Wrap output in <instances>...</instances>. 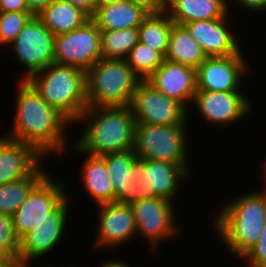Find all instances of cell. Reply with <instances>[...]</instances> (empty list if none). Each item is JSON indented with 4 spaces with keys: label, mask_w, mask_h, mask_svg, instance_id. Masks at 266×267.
I'll return each mask as SVG.
<instances>
[{
    "label": "cell",
    "mask_w": 266,
    "mask_h": 267,
    "mask_svg": "<svg viewBox=\"0 0 266 267\" xmlns=\"http://www.w3.org/2000/svg\"><path fill=\"white\" fill-rule=\"evenodd\" d=\"M37 17L54 36L71 32L90 19L66 0H53Z\"/></svg>",
    "instance_id": "cell-24"
},
{
    "label": "cell",
    "mask_w": 266,
    "mask_h": 267,
    "mask_svg": "<svg viewBox=\"0 0 266 267\" xmlns=\"http://www.w3.org/2000/svg\"><path fill=\"white\" fill-rule=\"evenodd\" d=\"M132 180H143L155 197L175 202L181 183L191 177L190 167H180L165 161L140 159L133 162ZM175 198V199H174Z\"/></svg>",
    "instance_id": "cell-16"
},
{
    "label": "cell",
    "mask_w": 266,
    "mask_h": 267,
    "mask_svg": "<svg viewBox=\"0 0 266 267\" xmlns=\"http://www.w3.org/2000/svg\"><path fill=\"white\" fill-rule=\"evenodd\" d=\"M96 207H98L99 221L95 241H93L94 249L108 248L109 251L135 239L137 236L135 217L130 205L111 202Z\"/></svg>",
    "instance_id": "cell-15"
},
{
    "label": "cell",
    "mask_w": 266,
    "mask_h": 267,
    "mask_svg": "<svg viewBox=\"0 0 266 267\" xmlns=\"http://www.w3.org/2000/svg\"><path fill=\"white\" fill-rule=\"evenodd\" d=\"M145 6L150 12L163 10L164 0H127Z\"/></svg>",
    "instance_id": "cell-37"
},
{
    "label": "cell",
    "mask_w": 266,
    "mask_h": 267,
    "mask_svg": "<svg viewBox=\"0 0 266 267\" xmlns=\"http://www.w3.org/2000/svg\"><path fill=\"white\" fill-rule=\"evenodd\" d=\"M242 258L249 267H266V221L257 243Z\"/></svg>",
    "instance_id": "cell-32"
},
{
    "label": "cell",
    "mask_w": 266,
    "mask_h": 267,
    "mask_svg": "<svg viewBox=\"0 0 266 267\" xmlns=\"http://www.w3.org/2000/svg\"><path fill=\"white\" fill-rule=\"evenodd\" d=\"M130 108L136 123L151 125H187L188 110L166 97L147 80H141L132 96Z\"/></svg>",
    "instance_id": "cell-9"
},
{
    "label": "cell",
    "mask_w": 266,
    "mask_h": 267,
    "mask_svg": "<svg viewBox=\"0 0 266 267\" xmlns=\"http://www.w3.org/2000/svg\"><path fill=\"white\" fill-rule=\"evenodd\" d=\"M66 186L47 174L33 187L19 209L12 215L14 232L18 239L38 227L67 198Z\"/></svg>",
    "instance_id": "cell-7"
},
{
    "label": "cell",
    "mask_w": 266,
    "mask_h": 267,
    "mask_svg": "<svg viewBox=\"0 0 266 267\" xmlns=\"http://www.w3.org/2000/svg\"><path fill=\"white\" fill-rule=\"evenodd\" d=\"M101 59V31L90 18L81 27L54 37V62L86 72Z\"/></svg>",
    "instance_id": "cell-11"
},
{
    "label": "cell",
    "mask_w": 266,
    "mask_h": 267,
    "mask_svg": "<svg viewBox=\"0 0 266 267\" xmlns=\"http://www.w3.org/2000/svg\"><path fill=\"white\" fill-rule=\"evenodd\" d=\"M173 23L163 10L151 12L138 28L139 42L165 57Z\"/></svg>",
    "instance_id": "cell-26"
},
{
    "label": "cell",
    "mask_w": 266,
    "mask_h": 267,
    "mask_svg": "<svg viewBox=\"0 0 266 267\" xmlns=\"http://www.w3.org/2000/svg\"><path fill=\"white\" fill-rule=\"evenodd\" d=\"M229 22L226 16L190 22L184 26L207 57H223L236 55L242 50L236 34L228 27Z\"/></svg>",
    "instance_id": "cell-19"
},
{
    "label": "cell",
    "mask_w": 266,
    "mask_h": 267,
    "mask_svg": "<svg viewBox=\"0 0 266 267\" xmlns=\"http://www.w3.org/2000/svg\"><path fill=\"white\" fill-rule=\"evenodd\" d=\"M207 58L184 25L173 23L165 60L197 69Z\"/></svg>",
    "instance_id": "cell-25"
},
{
    "label": "cell",
    "mask_w": 266,
    "mask_h": 267,
    "mask_svg": "<svg viewBox=\"0 0 266 267\" xmlns=\"http://www.w3.org/2000/svg\"><path fill=\"white\" fill-rule=\"evenodd\" d=\"M54 37L37 16H33L16 36L10 45L13 57L27 68L21 80H27L54 63Z\"/></svg>",
    "instance_id": "cell-10"
},
{
    "label": "cell",
    "mask_w": 266,
    "mask_h": 267,
    "mask_svg": "<svg viewBox=\"0 0 266 267\" xmlns=\"http://www.w3.org/2000/svg\"><path fill=\"white\" fill-rule=\"evenodd\" d=\"M130 206L135 217L136 234L141 235L140 238L144 241L147 240L152 250H156L158 245L160 246L159 243L166 241V238L169 240L180 234L182 227L177 224L176 205L173 202L152 197L137 201Z\"/></svg>",
    "instance_id": "cell-8"
},
{
    "label": "cell",
    "mask_w": 266,
    "mask_h": 267,
    "mask_svg": "<svg viewBox=\"0 0 266 267\" xmlns=\"http://www.w3.org/2000/svg\"><path fill=\"white\" fill-rule=\"evenodd\" d=\"M197 113L211 126L226 127L246 118L252 108L250 99L241 91L197 90L194 96ZM238 120V121H237Z\"/></svg>",
    "instance_id": "cell-12"
},
{
    "label": "cell",
    "mask_w": 266,
    "mask_h": 267,
    "mask_svg": "<svg viewBox=\"0 0 266 267\" xmlns=\"http://www.w3.org/2000/svg\"><path fill=\"white\" fill-rule=\"evenodd\" d=\"M33 16L31 12L0 13V45L11 44Z\"/></svg>",
    "instance_id": "cell-30"
},
{
    "label": "cell",
    "mask_w": 266,
    "mask_h": 267,
    "mask_svg": "<svg viewBox=\"0 0 266 267\" xmlns=\"http://www.w3.org/2000/svg\"><path fill=\"white\" fill-rule=\"evenodd\" d=\"M62 267H77L76 265L75 266H72V265H66V266H62ZM79 267V266H78ZM81 267V266H80Z\"/></svg>",
    "instance_id": "cell-43"
},
{
    "label": "cell",
    "mask_w": 266,
    "mask_h": 267,
    "mask_svg": "<svg viewBox=\"0 0 266 267\" xmlns=\"http://www.w3.org/2000/svg\"><path fill=\"white\" fill-rule=\"evenodd\" d=\"M124 0H96V8L122 2Z\"/></svg>",
    "instance_id": "cell-39"
},
{
    "label": "cell",
    "mask_w": 266,
    "mask_h": 267,
    "mask_svg": "<svg viewBox=\"0 0 266 267\" xmlns=\"http://www.w3.org/2000/svg\"><path fill=\"white\" fill-rule=\"evenodd\" d=\"M138 41V29L101 32V58L125 60Z\"/></svg>",
    "instance_id": "cell-28"
},
{
    "label": "cell",
    "mask_w": 266,
    "mask_h": 267,
    "mask_svg": "<svg viewBox=\"0 0 266 267\" xmlns=\"http://www.w3.org/2000/svg\"><path fill=\"white\" fill-rule=\"evenodd\" d=\"M99 267H130V266L126 262L113 259L105 261V263L103 262L102 265H100Z\"/></svg>",
    "instance_id": "cell-38"
},
{
    "label": "cell",
    "mask_w": 266,
    "mask_h": 267,
    "mask_svg": "<svg viewBox=\"0 0 266 267\" xmlns=\"http://www.w3.org/2000/svg\"><path fill=\"white\" fill-rule=\"evenodd\" d=\"M53 0H26L28 10L37 16L44 8H46Z\"/></svg>",
    "instance_id": "cell-36"
},
{
    "label": "cell",
    "mask_w": 266,
    "mask_h": 267,
    "mask_svg": "<svg viewBox=\"0 0 266 267\" xmlns=\"http://www.w3.org/2000/svg\"><path fill=\"white\" fill-rule=\"evenodd\" d=\"M12 262L13 260L0 259V267H8Z\"/></svg>",
    "instance_id": "cell-41"
},
{
    "label": "cell",
    "mask_w": 266,
    "mask_h": 267,
    "mask_svg": "<svg viewBox=\"0 0 266 267\" xmlns=\"http://www.w3.org/2000/svg\"><path fill=\"white\" fill-rule=\"evenodd\" d=\"M44 158L32 145L3 137L0 140V185L30 176Z\"/></svg>",
    "instance_id": "cell-20"
},
{
    "label": "cell",
    "mask_w": 266,
    "mask_h": 267,
    "mask_svg": "<svg viewBox=\"0 0 266 267\" xmlns=\"http://www.w3.org/2000/svg\"><path fill=\"white\" fill-rule=\"evenodd\" d=\"M30 12L26 0H0V13Z\"/></svg>",
    "instance_id": "cell-33"
},
{
    "label": "cell",
    "mask_w": 266,
    "mask_h": 267,
    "mask_svg": "<svg viewBox=\"0 0 266 267\" xmlns=\"http://www.w3.org/2000/svg\"><path fill=\"white\" fill-rule=\"evenodd\" d=\"M74 7L80 9L89 18L94 16L96 11V0H66Z\"/></svg>",
    "instance_id": "cell-34"
},
{
    "label": "cell",
    "mask_w": 266,
    "mask_h": 267,
    "mask_svg": "<svg viewBox=\"0 0 266 267\" xmlns=\"http://www.w3.org/2000/svg\"><path fill=\"white\" fill-rule=\"evenodd\" d=\"M140 81L126 60L101 58L86 71L87 108L130 106Z\"/></svg>",
    "instance_id": "cell-5"
},
{
    "label": "cell",
    "mask_w": 266,
    "mask_h": 267,
    "mask_svg": "<svg viewBox=\"0 0 266 267\" xmlns=\"http://www.w3.org/2000/svg\"><path fill=\"white\" fill-rule=\"evenodd\" d=\"M242 8L248 11H264L266 10V0H236Z\"/></svg>",
    "instance_id": "cell-35"
},
{
    "label": "cell",
    "mask_w": 266,
    "mask_h": 267,
    "mask_svg": "<svg viewBox=\"0 0 266 267\" xmlns=\"http://www.w3.org/2000/svg\"><path fill=\"white\" fill-rule=\"evenodd\" d=\"M188 125H151L136 123L134 152L140 159L165 161L189 167Z\"/></svg>",
    "instance_id": "cell-6"
},
{
    "label": "cell",
    "mask_w": 266,
    "mask_h": 267,
    "mask_svg": "<svg viewBox=\"0 0 266 267\" xmlns=\"http://www.w3.org/2000/svg\"><path fill=\"white\" fill-rule=\"evenodd\" d=\"M86 155L81 166V181L88 195L94 200L95 205L114 202V189L111 175L106 163L101 156Z\"/></svg>",
    "instance_id": "cell-23"
},
{
    "label": "cell",
    "mask_w": 266,
    "mask_h": 267,
    "mask_svg": "<svg viewBox=\"0 0 266 267\" xmlns=\"http://www.w3.org/2000/svg\"><path fill=\"white\" fill-rule=\"evenodd\" d=\"M19 239L17 238L12 216L0 213V259L18 261Z\"/></svg>",
    "instance_id": "cell-31"
},
{
    "label": "cell",
    "mask_w": 266,
    "mask_h": 267,
    "mask_svg": "<svg viewBox=\"0 0 266 267\" xmlns=\"http://www.w3.org/2000/svg\"><path fill=\"white\" fill-rule=\"evenodd\" d=\"M125 60L141 80H147L163 63L165 57L160 52L138 41Z\"/></svg>",
    "instance_id": "cell-29"
},
{
    "label": "cell",
    "mask_w": 266,
    "mask_h": 267,
    "mask_svg": "<svg viewBox=\"0 0 266 267\" xmlns=\"http://www.w3.org/2000/svg\"><path fill=\"white\" fill-rule=\"evenodd\" d=\"M264 163L265 164H263L264 167H263V172L262 173H263V177H265V181H266V162H264ZM264 189H265L264 192H266V187H264Z\"/></svg>",
    "instance_id": "cell-42"
},
{
    "label": "cell",
    "mask_w": 266,
    "mask_h": 267,
    "mask_svg": "<svg viewBox=\"0 0 266 267\" xmlns=\"http://www.w3.org/2000/svg\"><path fill=\"white\" fill-rule=\"evenodd\" d=\"M147 81L166 97L178 101L189 111L187 104L193 103L197 91L194 67L164 60Z\"/></svg>",
    "instance_id": "cell-18"
},
{
    "label": "cell",
    "mask_w": 266,
    "mask_h": 267,
    "mask_svg": "<svg viewBox=\"0 0 266 267\" xmlns=\"http://www.w3.org/2000/svg\"><path fill=\"white\" fill-rule=\"evenodd\" d=\"M242 50L231 56L207 57L196 69L197 90L239 91L243 76L248 73Z\"/></svg>",
    "instance_id": "cell-14"
},
{
    "label": "cell",
    "mask_w": 266,
    "mask_h": 267,
    "mask_svg": "<svg viewBox=\"0 0 266 267\" xmlns=\"http://www.w3.org/2000/svg\"><path fill=\"white\" fill-rule=\"evenodd\" d=\"M111 175L114 202L131 205L137 201L155 197L143 180H132L133 162L138 158L134 150L110 153L101 156Z\"/></svg>",
    "instance_id": "cell-17"
},
{
    "label": "cell",
    "mask_w": 266,
    "mask_h": 267,
    "mask_svg": "<svg viewBox=\"0 0 266 267\" xmlns=\"http://www.w3.org/2000/svg\"><path fill=\"white\" fill-rule=\"evenodd\" d=\"M214 230L231 254L241 258L254 246L266 221V192L251 191L222 204Z\"/></svg>",
    "instance_id": "cell-3"
},
{
    "label": "cell",
    "mask_w": 266,
    "mask_h": 267,
    "mask_svg": "<svg viewBox=\"0 0 266 267\" xmlns=\"http://www.w3.org/2000/svg\"><path fill=\"white\" fill-rule=\"evenodd\" d=\"M26 81L72 124L87 108L86 72L79 68L54 62Z\"/></svg>",
    "instance_id": "cell-4"
},
{
    "label": "cell",
    "mask_w": 266,
    "mask_h": 267,
    "mask_svg": "<svg viewBox=\"0 0 266 267\" xmlns=\"http://www.w3.org/2000/svg\"><path fill=\"white\" fill-rule=\"evenodd\" d=\"M69 205L68 197L38 227L33 228L19 239L18 261L29 263L36 258L47 256L48 252L55 249L66 232Z\"/></svg>",
    "instance_id": "cell-13"
},
{
    "label": "cell",
    "mask_w": 266,
    "mask_h": 267,
    "mask_svg": "<svg viewBox=\"0 0 266 267\" xmlns=\"http://www.w3.org/2000/svg\"><path fill=\"white\" fill-rule=\"evenodd\" d=\"M78 122L87 126L71 146L76 154L102 156L134 148L136 119L130 106L86 108Z\"/></svg>",
    "instance_id": "cell-2"
},
{
    "label": "cell",
    "mask_w": 266,
    "mask_h": 267,
    "mask_svg": "<svg viewBox=\"0 0 266 267\" xmlns=\"http://www.w3.org/2000/svg\"><path fill=\"white\" fill-rule=\"evenodd\" d=\"M227 0H164L163 11L179 25L228 15Z\"/></svg>",
    "instance_id": "cell-21"
},
{
    "label": "cell",
    "mask_w": 266,
    "mask_h": 267,
    "mask_svg": "<svg viewBox=\"0 0 266 267\" xmlns=\"http://www.w3.org/2000/svg\"><path fill=\"white\" fill-rule=\"evenodd\" d=\"M45 175L46 171L41 164L30 176L0 185V213L12 216Z\"/></svg>",
    "instance_id": "cell-27"
},
{
    "label": "cell",
    "mask_w": 266,
    "mask_h": 267,
    "mask_svg": "<svg viewBox=\"0 0 266 267\" xmlns=\"http://www.w3.org/2000/svg\"><path fill=\"white\" fill-rule=\"evenodd\" d=\"M30 263L21 262V261H13L8 267H29Z\"/></svg>",
    "instance_id": "cell-40"
},
{
    "label": "cell",
    "mask_w": 266,
    "mask_h": 267,
    "mask_svg": "<svg viewBox=\"0 0 266 267\" xmlns=\"http://www.w3.org/2000/svg\"><path fill=\"white\" fill-rule=\"evenodd\" d=\"M18 82L14 125L3 136L32 145L43 157L63 155L68 146L66 129L73 124L47 104L26 80Z\"/></svg>",
    "instance_id": "cell-1"
},
{
    "label": "cell",
    "mask_w": 266,
    "mask_h": 267,
    "mask_svg": "<svg viewBox=\"0 0 266 267\" xmlns=\"http://www.w3.org/2000/svg\"><path fill=\"white\" fill-rule=\"evenodd\" d=\"M151 12L143 5L124 0L119 3L97 7L91 18L101 32L138 29Z\"/></svg>",
    "instance_id": "cell-22"
}]
</instances>
